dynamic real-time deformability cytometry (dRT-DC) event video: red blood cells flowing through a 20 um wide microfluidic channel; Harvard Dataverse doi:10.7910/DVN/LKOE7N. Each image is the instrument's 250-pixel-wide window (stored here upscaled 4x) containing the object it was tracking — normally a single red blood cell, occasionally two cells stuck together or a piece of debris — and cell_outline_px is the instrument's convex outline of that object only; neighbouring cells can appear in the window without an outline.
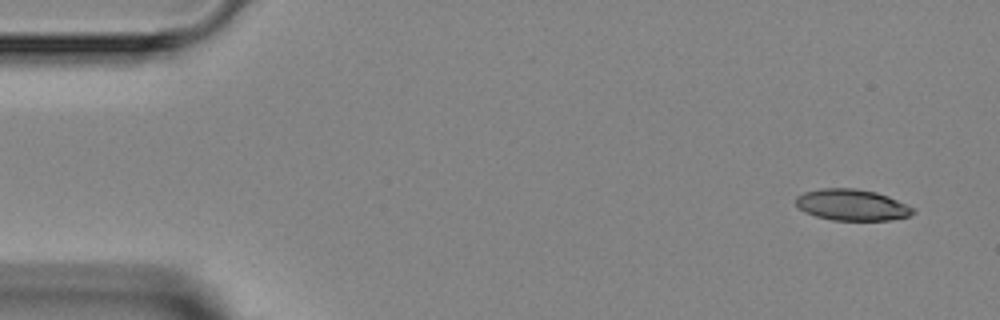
{"species": "Egyptian fruit bat (a non-hibernating species)", "species_latin": "Rousettus aegyptiacus", "temperature_condition": "room temperature", "stored_images_in_passage": 4, "camera_frame_rate_fps": 3000, "um_per_image_px": 0.085, "animal": {"sex": "female"}, "frame": {"image": 1, "passage_image": 1, "time_ms": 0.0, "image_size_px": [1000, 320], "cell_outline_px": [[916, 212], [908, 216], [892, 220], [832, 220], [816, 216], [804, 212], [796, 204], [796, 196], [804, 192], [820, 188], [856, 188], [876, 192], [888, 196], [916, 208]], "centroid_in_image_um": [72.43, 17.41], "position_along_channel_um": 12.6, "area_um2": 21.5}}
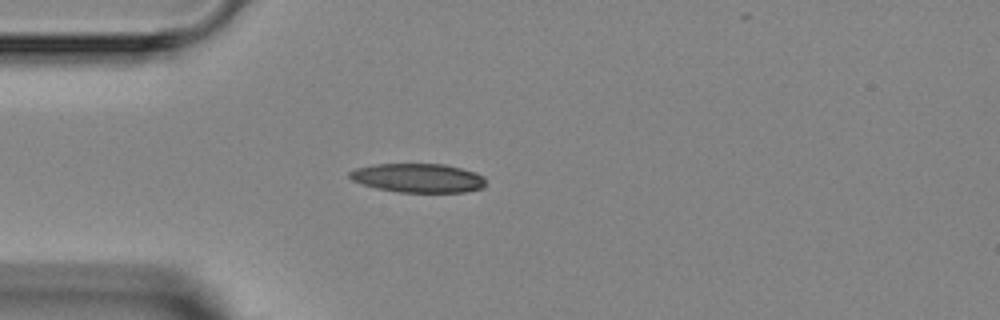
{"frame": {"image": 2, "passage_image": 4, "time_ms": 3.333, "image_size_px": [1000, 320], "cell_outline_px": [[484, 188], [464, 192], [400, 192], [376, 188], [352, 180], [348, 176], [348, 172], [356, 168], [376, 164], [444, 164], [476, 172], [484, 176]], "centroid_in_image_um": [35.55, 15.13], "position_along_channel_um": 49.5, "area_um2": 22.95}}